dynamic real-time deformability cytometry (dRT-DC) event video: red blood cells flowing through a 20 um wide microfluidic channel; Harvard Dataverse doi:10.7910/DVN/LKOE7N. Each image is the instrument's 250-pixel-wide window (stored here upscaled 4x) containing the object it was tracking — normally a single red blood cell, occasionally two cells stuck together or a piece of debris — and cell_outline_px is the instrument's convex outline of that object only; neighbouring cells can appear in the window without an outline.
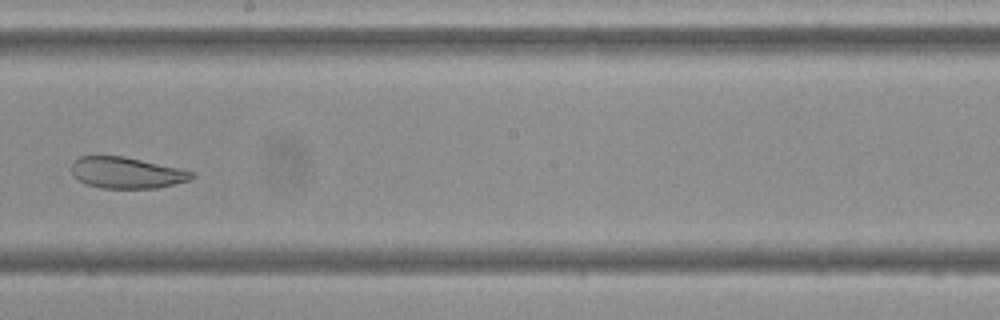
{"species": "Egyptian fruit bat (a non-hibernating species)", "species_latin": "Rousettus aegyptiacus", "temperature_condition": "cold", "stored_images_in_passage": 9, "camera_frame_rate_fps": 3000, "um_per_image_px": 0.085, "frame": {"image": 1, "passage_image": 9, "time_ms": 10.333, "image_size_px": [1000, 320], "cell_outline_px": [[196, 176], [188, 180], [156, 188], [104, 188], [88, 184], [72, 176], [72, 160], [80, 156], [124, 156], [180, 168], [196, 172]], "centroid_in_image_um": [10.76, 14.67], "position_along_channel_um": 237.4, "area_um2": 21.85}}